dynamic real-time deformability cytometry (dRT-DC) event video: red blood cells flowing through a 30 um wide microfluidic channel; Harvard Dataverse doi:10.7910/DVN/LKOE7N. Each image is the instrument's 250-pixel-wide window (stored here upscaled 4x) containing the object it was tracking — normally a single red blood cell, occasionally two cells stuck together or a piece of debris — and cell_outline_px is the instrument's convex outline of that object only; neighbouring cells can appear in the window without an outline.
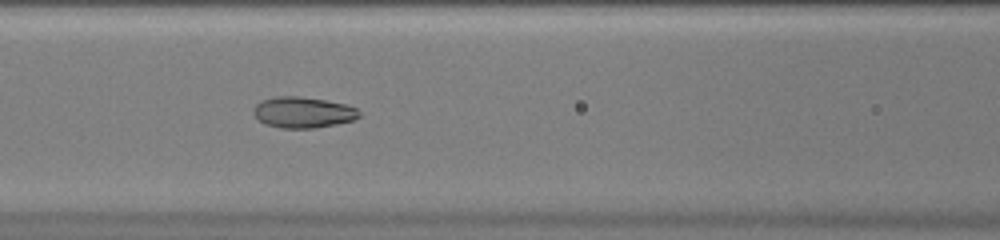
{"species": "common noctule bat (a hibernating species)", "species_latin": "Nyctalus noctula", "temperature_condition": "warm", "stored_images_in_passage": 51, "camera_frame_rate_fps": 3000, "um_per_image_px": 0.085, "animal": {"sex": "female", "body_mass_g": 20.0, "forearm_length_mm": 54.0}, "frame": {"image": 1, "passage_image": 23, "time_ms": 7.333, "image_size_px": [1000, 240], "cell_outline_px": [[360, 116], [352, 120], [336, 124], [316, 128], [280, 128], [264, 124], [252, 112], [252, 108], [260, 100], [276, 96], [296, 96], [324, 100], [344, 104], [356, 108], [360, 112]], "centroid_in_image_um": [25.71, 9.55], "position_along_channel_um": 140.9, "area_um2": 19.07}}
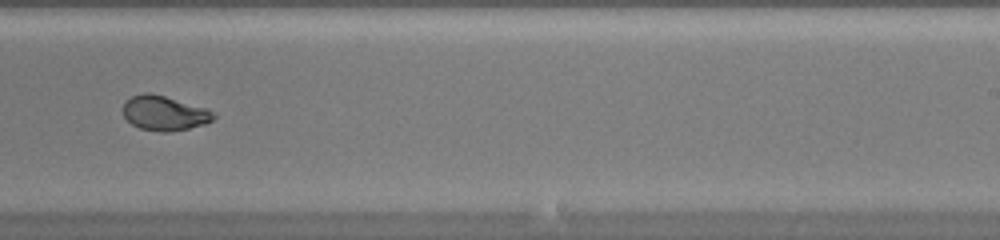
{"frame": {"image": 2, "passage_image": 33, "time_ms": 10.667, "image_size_px": [1000, 240], "cell_outline_px": [[216, 116], [212, 120], [204, 124], [188, 128], [168, 132], [160, 132], [140, 128], [132, 124], [124, 116], [124, 104], [132, 96], [144, 92], [152, 92], [208, 108]], "centroid_in_image_um": [13.99, 9.6], "position_along_channel_um": 275.0, "area_um2": 18.26}}
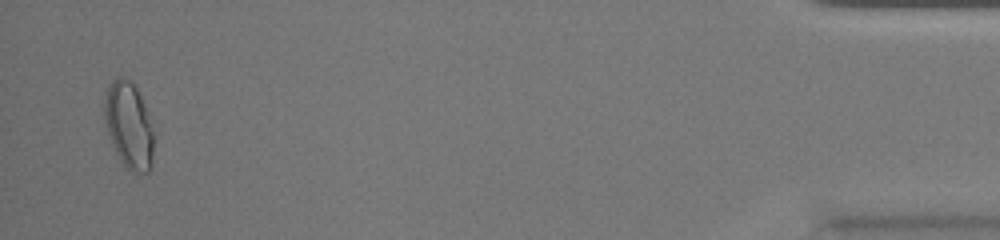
{"frame": {"image": 3, "passage_image": 50, "time_ms": 16.333, "image_size_px": [1000, 240], "cell_outline_px": [[152, 164], [148, 172], [132, 172], [124, 164], [116, 152], [108, 136], [104, 120], [104, 96], [108, 84], [112, 80], [120, 76], [124, 76], [136, 88], [144, 104], [152, 132]], "centroid_in_image_um": [10.9, 10.62], "position_along_channel_um": 424.3, "area_um2": 24.45}, "authors_computed_cell_mechanics": {"area_um2": 21.5016, "velocity_mm_per_s": 4.0396, "shape_relaxation_time_tau1_ms": null, "shape_relaxation_time_tau2_ms": 0.6341, "deformation_change_tau1": null, "deformation_change_tau2": 0.0431}}